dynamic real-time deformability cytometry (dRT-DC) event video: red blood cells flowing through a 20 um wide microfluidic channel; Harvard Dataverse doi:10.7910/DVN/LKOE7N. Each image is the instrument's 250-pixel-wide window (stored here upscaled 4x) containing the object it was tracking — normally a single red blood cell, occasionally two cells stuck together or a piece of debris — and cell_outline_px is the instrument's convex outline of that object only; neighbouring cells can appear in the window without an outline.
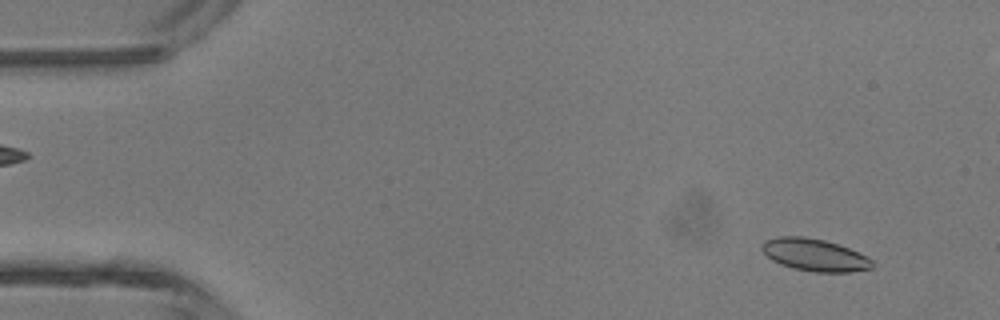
{"species": "common noctule bat (a hibernating species)", "species_latin": "Nyctalus noctula", "temperature_condition": "room temperature", "stored_images_in_passage": 4, "camera_frame_rate_fps": 3000, "um_per_image_px": 0.085, "animal": {"sex": "male", "body_mass_g": 13.3}, "frame": {"image": 1, "passage_image": 1, "time_ms": 0.0, "image_size_px": [1000, 320], "cell_outline_px": [[872, 268], [852, 272], [812, 272], [792, 268], [780, 264], [772, 260], [760, 248], [764, 240], [776, 236], [804, 236], [824, 240], [848, 248], [872, 260]], "centroid_in_image_um": [69.19, 21.67], "position_along_channel_um": 15.8, "area_um2": 20.69}}
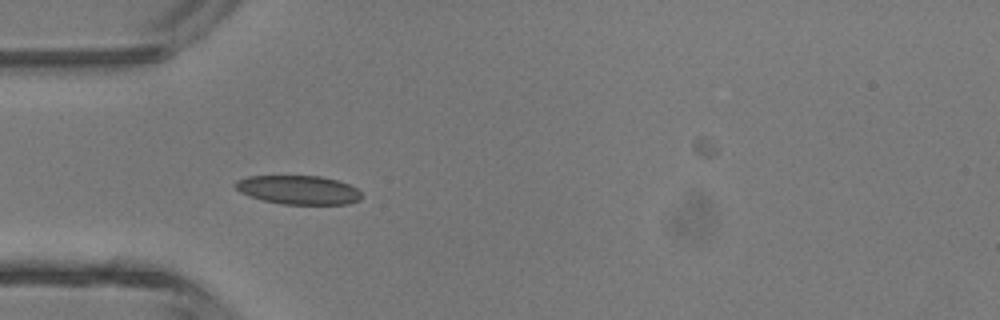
{"frame": {"image": 2, "passage_image": 3, "time_ms": 3.333, "image_size_px": [1000, 320], "cell_outline_px": [[360, 200], [348, 204], [284, 204], [264, 200], [248, 196], [240, 192], [232, 184], [236, 180], [248, 176], [320, 176], [336, 180], [348, 184], [356, 188], [360, 192]], "centroid_in_image_um": [25.33, 16.14], "position_along_channel_um": 59.7, "area_um2": 21.15}}
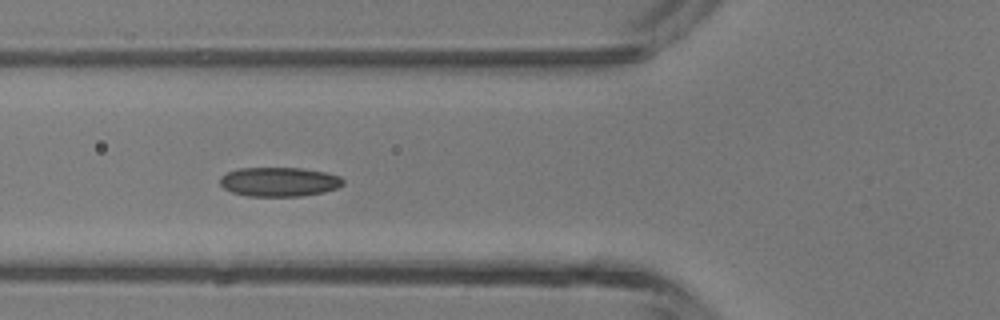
{"frame": {"image": 3, "passage_image": 4, "time_ms": 4.333, "image_size_px": [1000, 320], "cell_outline_px": [[344, 184], [336, 188], [324, 192], [300, 196], [248, 196], [232, 192], [224, 188], [220, 184], [220, 176], [228, 172], [240, 168], [300, 168], [328, 172], [340, 176], [344, 180]], "centroid_in_image_um": [23.75, 15.45], "position_along_channel_um": 102.1, "area_um2": 21.04}}